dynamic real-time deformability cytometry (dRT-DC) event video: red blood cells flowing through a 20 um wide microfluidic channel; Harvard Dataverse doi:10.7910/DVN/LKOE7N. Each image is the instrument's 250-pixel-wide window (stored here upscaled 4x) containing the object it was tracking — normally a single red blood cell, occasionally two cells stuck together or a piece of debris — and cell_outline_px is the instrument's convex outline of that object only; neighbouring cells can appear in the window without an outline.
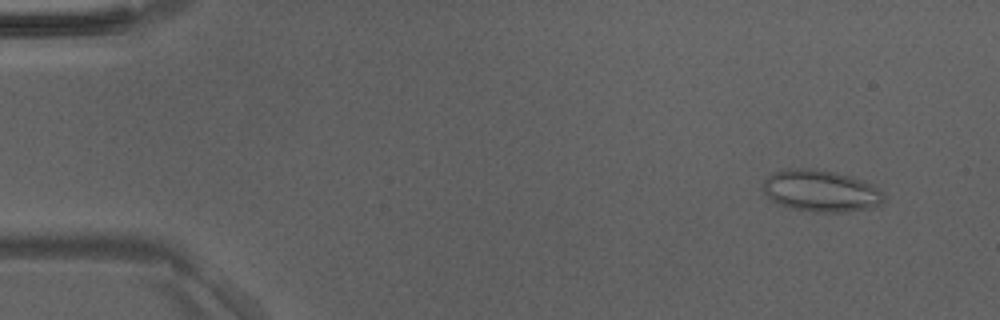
{"species": "Egyptian fruit bat (a non-hibernating species)", "species_latin": "Rousettus aegyptiacus", "temperature_condition": "room temperature", "stored_images_in_passage": 49, "camera_frame_rate_fps": 3000, "um_per_image_px": 0.085, "animal": {"sex": "male"}, "frame": {"image": 1, "passage_image": 4, "time_ms": 1.0, "image_size_px": [1000, 320], "cell_outline_px": [[884, 200], [876, 208], [844, 212], [816, 212], [792, 208], [776, 204], [764, 192], [764, 180], [768, 176], [776, 172], [788, 168], [812, 168], [836, 172], [852, 176], [876, 184], [884, 196]], "centroid_in_image_um": [69.83, 16.22], "position_along_channel_um": 15.2, "area_um2": 29.77}}
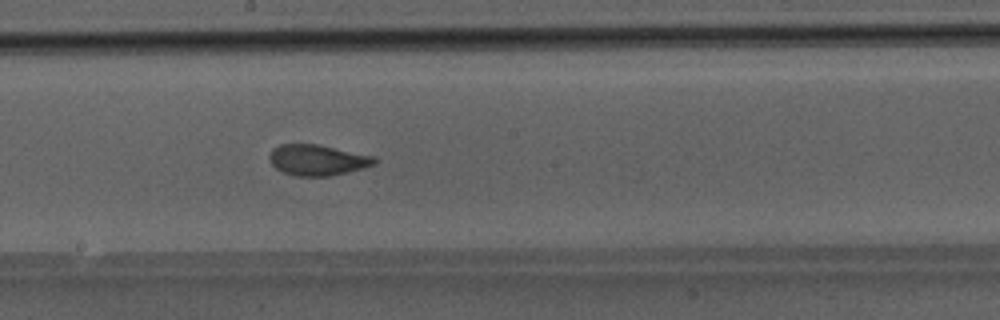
{"frame": {"image": 2, "passage_image": 27, "time_ms": 8.667, "image_size_px": [1000, 320], "cell_outline_px": [[376, 164], [348, 172], [328, 176], [296, 176], [284, 172], [276, 168], [272, 164], [268, 156], [272, 148], [280, 144], [316, 144], [376, 156]], "centroid_in_image_um": [26.98, 13.59], "position_along_channel_um": 221.2, "area_um2": 18.84}}
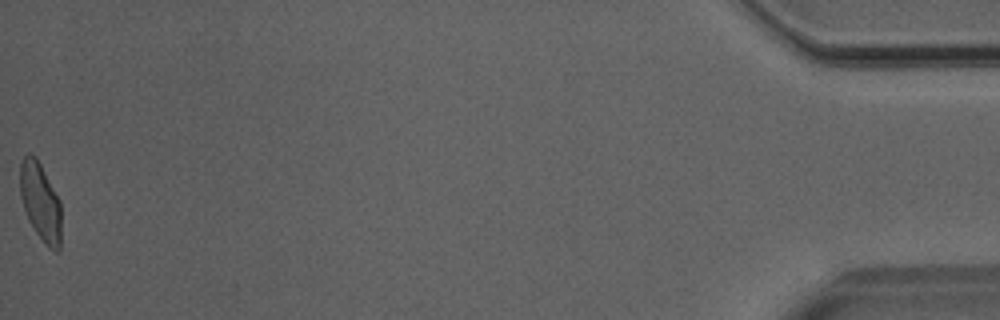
{"frame": {"image": 3, "passage_image": 49, "time_ms": 16.0, "image_size_px": [1000, 320], "cell_outline_px": [[60, 252], [56, 252], [48, 248], [44, 244], [28, 220], [20, 196], [20, 164], [24, 156], [28, 152], [36, 156], [60, 200]], "centroid_in_image_um": [3.43, 17.16], "position_along_channel_um": 431.8, "area_um2": 18.84}}